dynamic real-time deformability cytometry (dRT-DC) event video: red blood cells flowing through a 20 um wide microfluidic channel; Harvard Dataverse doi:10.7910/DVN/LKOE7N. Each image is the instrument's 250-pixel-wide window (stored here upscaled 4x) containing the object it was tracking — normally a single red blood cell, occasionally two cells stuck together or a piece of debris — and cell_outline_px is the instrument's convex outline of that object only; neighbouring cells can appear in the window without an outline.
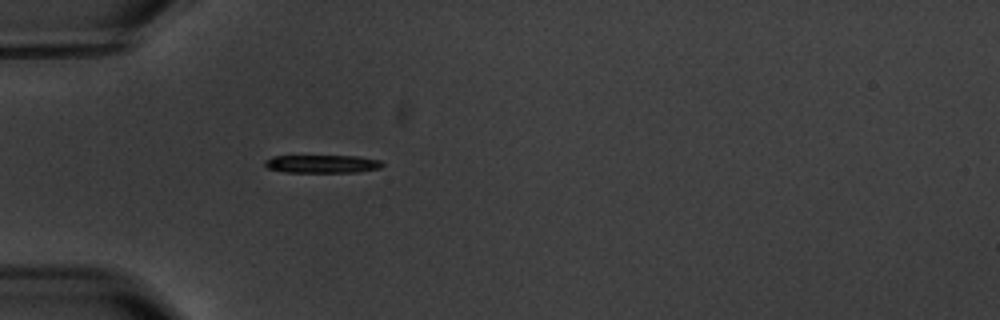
{"species": "common noctule bat (a hibernating species)", "species_latin": "Nyctalus noctula", "temperature_condition": "warm", "stored_images_in_passage": 5, "camera_frame_rate_fps": 3000, "um_per_image_px": 0.085, "animal": {"sex": "male", "body_mass_g": 20.1, "forearm_length_mm": 53.5}, "frame": {"image": 1, "passage_image": 5, "time_ms": 5.0, "image_size_px": [1000, 320], "cell_outline_px": [[384, 164], [380, 168], [356, 172], [288, 172], [268, 168], [264, 164], [264, 160], [272, 156], [360, 156], [380, 160]], "centroid_in_image_um": [27.4, 13.92], "position_along_channel_um": 57.6, "area_um2": 12.31}}